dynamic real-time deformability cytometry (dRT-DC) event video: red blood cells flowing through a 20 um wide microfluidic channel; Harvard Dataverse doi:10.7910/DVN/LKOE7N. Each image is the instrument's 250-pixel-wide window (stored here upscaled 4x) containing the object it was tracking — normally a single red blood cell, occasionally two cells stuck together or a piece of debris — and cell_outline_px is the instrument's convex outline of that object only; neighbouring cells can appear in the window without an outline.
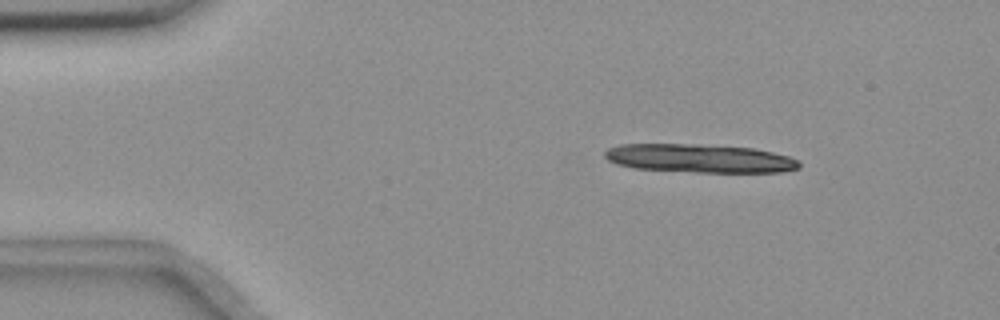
{"species": "common noctule bat (a hibernating species)", "species_latin": "Nyctalus noctula", "temperature_condition": "room temperature", "stored_images_in_passage": 14, "camera_frame_rate_fps": 3000, "um_per_image_px": 0.085, "animal": {"sex": "female", "body_mass_g": 18.4}, "frame": {"image": 1, "passage_image": 7, "time_ms": 2.0, "image_size_px": [1000, 320], "cell_outline_px": [[800, 168], [780, 172], [692, 172], [636, 168], [616, 164], [608, 160], [604, 156], [604, 152], [608, 148], [620, 144], [696, 144], [752, 148], [772, 152], [788, 156], [800, 160]], "centroid_in_image_um": [59.46, 13.46], "position_along_channel_um": 25.5, "area_um2": 32.31}}